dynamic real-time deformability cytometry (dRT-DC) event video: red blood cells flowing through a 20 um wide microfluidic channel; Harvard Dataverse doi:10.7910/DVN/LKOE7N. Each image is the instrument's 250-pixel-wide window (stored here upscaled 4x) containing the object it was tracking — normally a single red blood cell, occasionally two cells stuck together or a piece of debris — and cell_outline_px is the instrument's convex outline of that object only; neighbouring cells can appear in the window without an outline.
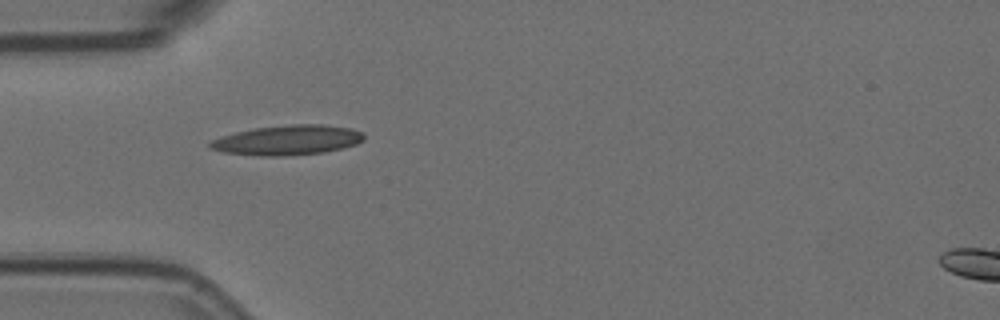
{"species": "Egyptian fruit bat (a non-hibernating species)", "species_latin": "Rousettus aegyptiacus", "temperature_condition": "room temperature", "stored_images_in_passage": 41, "camera_frame_rate_fps": 3000, "um_per_image_px": 0.085, "animal": {"sex": "female"}, "frame": {"image": 1, "passage_image": 1, "time_ms": 0.0, "image_size_px": [1000, 320], "cell_outline_px": [[364, 140], [356, 144], [324, 152], [284, 156], [256, 156], [224, 152], [208, 148], [208, 144], [212, 140], [220, 136], [236, 132], [256, 128], [292, 124], [324, 124], [352, 128], [364, 132]], "centroid_in_image_um": [24.44, 11.91], "position_along_channel_um": 60.6, "area_um2": 26.88}}
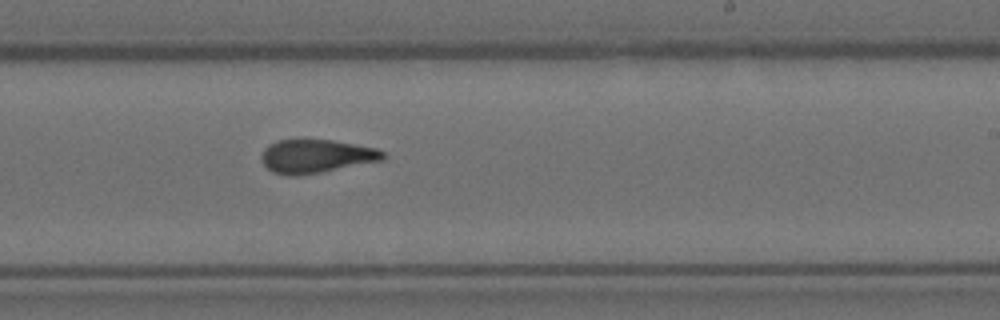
{"frame": {"image": 2, "passage_image": 18, "time_ms": 5.667, "image_size_px": [1000, 320], "cell_outline_px": [[388, 156], [384, 160], [320, 172], [296, 176], [288, 176], [272, 172], [264, 164], [260, 156], [264, 148], [268, 144], [276, 140], [332, 140], [376, 148], [384, 152]], "centroid_in_image_um": [26.86, 13.28], "position_along_channel_um": 262.1, "area_um2": 23.76}}
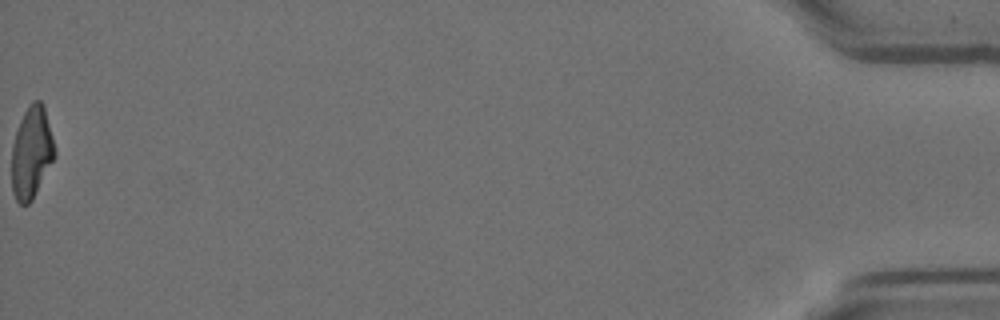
{"frame": {"image": 3, "passage_image": 41, "time_ms": 13.333, "image_size_px": [1000, 320], "cell_outline_px": [[56, 156], [32, 200], [28, 204], [20, 204], [16, 200], [12, 192], [12, 144], [20, 120], [28, 104], [32, 100], [40, 100], [44, 104], [56, 148]], "centroid_in_image_um": [2.7, 12.94], "position_along_channel_um": 432.5, "area_um2": 23.29}, "authors_computed_cell_mechanics": {"area_um2": 23.7558, "velocity_mm_per_s": 3.583, "shape_relaxation_time_tau1_ms": 6.4053, "shape_relaxation_time_tau2_ms": 1.6654, "deformation_change_tau1": 0.2082, "deformation_change_tau2": 0.0853}}